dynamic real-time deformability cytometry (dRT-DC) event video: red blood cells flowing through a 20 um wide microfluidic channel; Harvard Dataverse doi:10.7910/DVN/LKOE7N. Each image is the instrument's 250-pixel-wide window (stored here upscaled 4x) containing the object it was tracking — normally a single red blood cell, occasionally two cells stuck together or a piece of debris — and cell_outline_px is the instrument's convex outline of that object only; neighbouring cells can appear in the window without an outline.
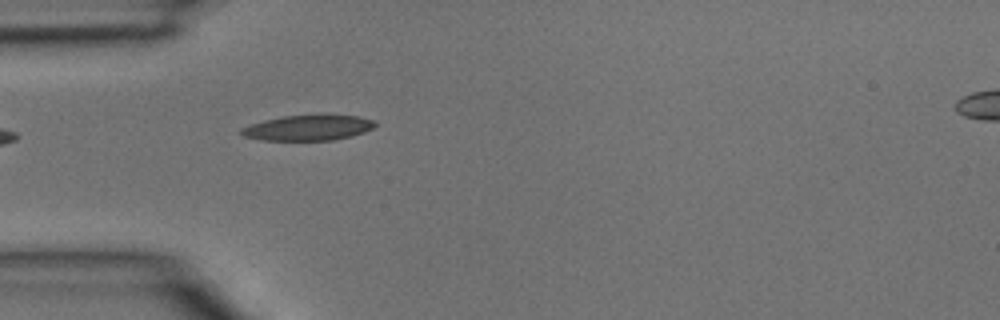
{"species": "common noctule bat (a hibernating species)", "species_latin": "Nyctalus noctula", "temperature_condition": "room temperature", "stored_images_in_passage": 2, "camera_frame_rate_fps": 3000, "um_per_image_px": 0.085, "animal": {"sex": "male", "body_mass_g": 15.6}, "frame": {"image": 1, "passage_image": 2, "time_ms": 0.333, "image_size_px": [1000, 320], "cell_outline_px": [[376, 124], [372, 128], [364, 132], [352, 136], [332, 140], [264, 140], [244, 136], [240, 132], [240, 128], [264, 120], [284, 116], [328, 112], [360, 116], [376, 120]], "centroid_in_image_um": [26.28, 10.81], "position_along_channel_um": 58.7, "area_um2": 20.52}}